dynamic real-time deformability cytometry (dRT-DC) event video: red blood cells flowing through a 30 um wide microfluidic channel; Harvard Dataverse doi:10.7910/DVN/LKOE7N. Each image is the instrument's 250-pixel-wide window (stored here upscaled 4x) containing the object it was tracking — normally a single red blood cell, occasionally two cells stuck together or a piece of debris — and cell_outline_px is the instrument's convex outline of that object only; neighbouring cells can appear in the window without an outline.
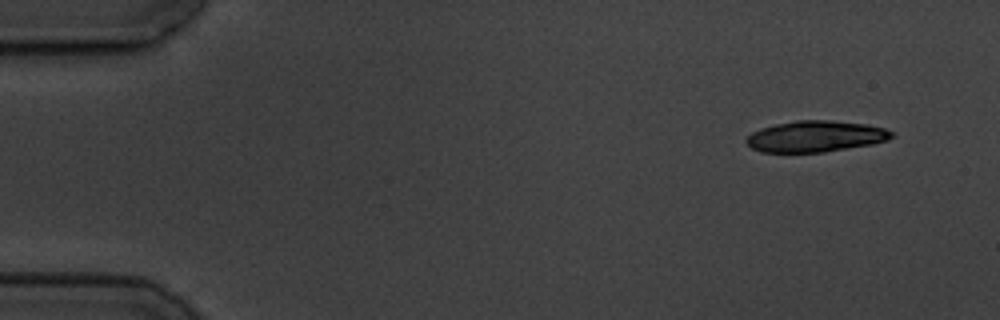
{"species": "common noctule bat (a hibernating species)", "species_latin": "Nyctalus noctula", "temperature_condition": "cold", "stored_images_in_passage": 5, "camera_frame_rate_fps": 3000, "um_per_image_px": 0.085, "animal": {"sex": "male", "body_mass_g": 19.5, "forearm_length_mm": 54.6}, "frame": {"image": 1, "passage_image": 1, "time_ms": 0.0, "image_size_px": [1000, 320], "cell_outline_px": [[896, 136], [888, 140], [872, 144], [824, 152], [760, 152], [752, 148], [744, 140], [752, 132], [760, 128], [776, 124], [796, 120], [832, 120], [868, 124], [884, 128], [892, 132]], "centroid_in_image_um": [69.34, 11.58], "position_along_channel_um": 15.7, "area_um2": 26.53}}